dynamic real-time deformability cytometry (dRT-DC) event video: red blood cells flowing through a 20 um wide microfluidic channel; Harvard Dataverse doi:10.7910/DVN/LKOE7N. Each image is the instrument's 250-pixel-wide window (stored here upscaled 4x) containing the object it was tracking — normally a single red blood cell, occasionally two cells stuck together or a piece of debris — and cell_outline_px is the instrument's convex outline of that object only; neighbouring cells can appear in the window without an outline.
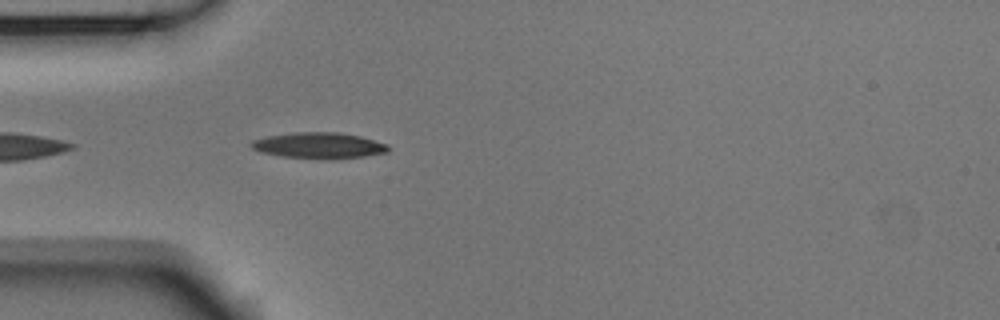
{"species": "Egyptian fruit bat (a non-hibernating species)", "species_latin": "Rousettus aegyptiacus", "temperature_condition": "room temperature", "stored_images_in_passage": 9, "camera_frame_rate_fps": 3000, "um_per_image_px": 0.085, "animal": {"sex": "male"}, "frame": {"image": 1, "passage_image": 2, "time_ms": 0.333, "image_size_px": [1000, 320], "cell_outline_px": [[388, 152], [364, 156], [332, 160], [280, 156], [260, 152], [252, 148], [248, 144], [252, 140], [268, 136], [296, 132], [340, 132], [360, 136], [388, 144]], "centroid_in_image_um": [27.09, 12.37], "position_along_channel_um": 57.9, "area_um2": 20.92}}